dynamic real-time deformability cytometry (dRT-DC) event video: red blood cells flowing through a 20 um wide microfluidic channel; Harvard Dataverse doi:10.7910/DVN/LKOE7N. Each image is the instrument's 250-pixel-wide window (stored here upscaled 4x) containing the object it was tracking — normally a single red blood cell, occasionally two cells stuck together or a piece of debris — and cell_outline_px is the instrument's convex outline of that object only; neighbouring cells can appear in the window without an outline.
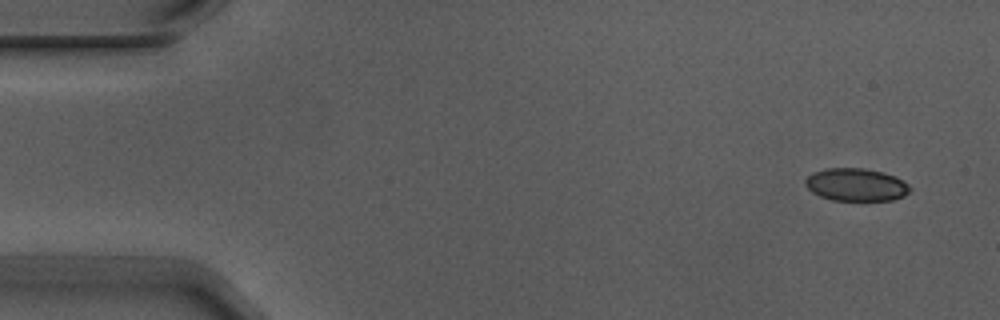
{"species": "Egyptian fruit bat (a non-hibernating species)", "species_latin": "Rousettus aegyptiacus", "temperature_condition": "warm", "stored_images_in_passage": 4, "camera_frame_rate_fps": 3000, "um_per_image_px": 0.085, "animal": {"sex": "male"}, "frame": {"image": 1, "passage_image": 1, "time_ms": 0.0, "image_size_px": [1000, 320], "cell_outline_px": [[912, 188], [904, 196], [892, 200], [832, 200], [820, 196], [812, 192], [804, 184], [804, 180], [812, 172], [828, 168], [864, 168], [896, 176], [908, 184]], "centroid_in_image_um": [72.75, 15.7], "position_along_channel_um": 12.2, "area_um2": 19.94}}
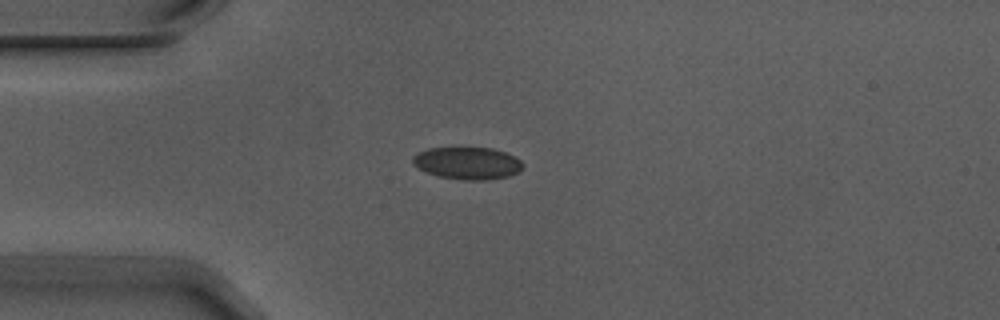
{"frame": {"image": 2, "passage_image": 4, "time_ms": 1.0, "image_size_px": [1000, 320], "cell_outline_px": [[524, 164], [516, 172], [508, 176], [488, 180], [464, 180], [440, 176], [428, 172], [412, 164], [412, 156], [428, 148], [456, 144], [492, 148], [516, 156]], "centroid_in_image_um": [39.71, 13.8], "position_along_channel_um": 45.3, "area_um2": 21.39}}